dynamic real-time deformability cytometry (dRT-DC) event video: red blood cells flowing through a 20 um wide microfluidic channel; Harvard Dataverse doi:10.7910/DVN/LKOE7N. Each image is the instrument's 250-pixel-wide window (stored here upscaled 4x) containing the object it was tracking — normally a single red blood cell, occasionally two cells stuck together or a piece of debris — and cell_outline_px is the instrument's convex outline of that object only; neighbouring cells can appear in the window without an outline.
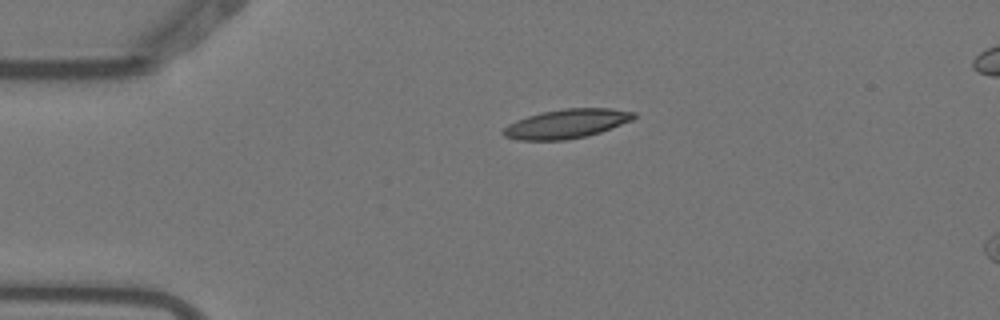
{"species": "Egyptian fruit bat (a non-hibernating species)", "species_latin": "Rousettus aegyptiacus", "temperature_condition": "warm", "stored_images_in_passage": 3, "camera_frame_rate_fps": 3000, "um_per_image_px": 0.085, "animal": {"sex": "female"}, "frame": {"image": 1, "passage_image": 1, "time_ms": 0.0, "image_size_px": [1000, 320], "cell_outline_px": [[636, 116], [632, 120], [600, 132], [588, 136], [564, 140], [520, 140], [504, 136], [500, 132], [508, 124], [516, 120], [540, 112], [564, 108], [608, 108], [636, 112]], "centroid_in_image_um": [48.14, 10.51], "position_along_channel_um": 36.9, "area_um2": 22.2}}